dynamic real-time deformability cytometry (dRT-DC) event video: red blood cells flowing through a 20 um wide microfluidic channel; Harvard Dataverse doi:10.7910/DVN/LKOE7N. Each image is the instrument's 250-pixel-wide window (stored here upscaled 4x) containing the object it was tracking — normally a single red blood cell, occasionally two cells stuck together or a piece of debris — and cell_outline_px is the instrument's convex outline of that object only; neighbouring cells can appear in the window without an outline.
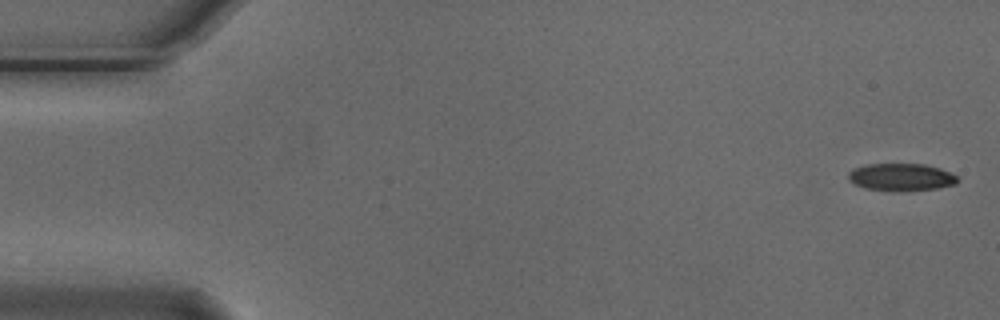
{"species": "Egyptian fruit bat (a non-hibernating species)", "species_latin": "Rousettus aegyptiacus", "temperature_condition": "cold", "stored_images_in_passage": 4, "camera_frame_rate_fps": 3000, "um_per_image_px": 0.085, "animal": {"sex": "male"}, "frame": {"image": 1, "passage_image": 1, "time_ms": 0.0, "image_size_px": [1000, 320], "cell_outline_px": [[960, 180], [956, 184], [936, 188], [900, 192], [892, 192], [864, 188], [848, 180], [848, 172], [852, 168], [864, 164], [924, 164], [940, 168], [956, 176]], "centroid_in_image_um": [76.56, 15.06], "position_along_channel_um": 8.4, "area_um2": 17.74}}